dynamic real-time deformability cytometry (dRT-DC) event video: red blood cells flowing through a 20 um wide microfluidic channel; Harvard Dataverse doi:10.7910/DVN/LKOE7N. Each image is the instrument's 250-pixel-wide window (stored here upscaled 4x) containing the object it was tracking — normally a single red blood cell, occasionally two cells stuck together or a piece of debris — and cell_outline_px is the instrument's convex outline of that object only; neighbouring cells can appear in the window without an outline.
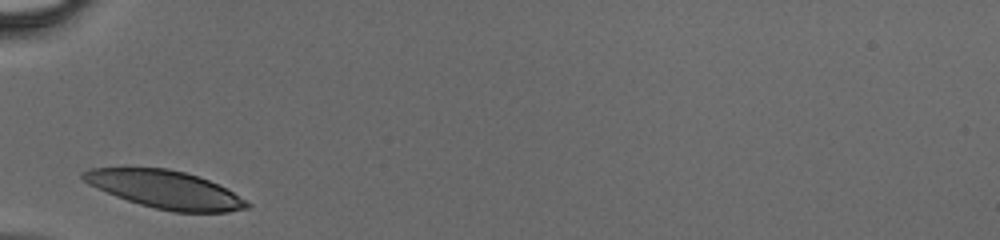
{"species": "human", "species_latin": "Homo sapiens", "temperature_condition": "cold", "stored_images_in_passage": 23, "camera_frame_rate_fps": 3000, "um_per_image_px": 0.085, "donor": {"sex": "male"}, "frame": {"image": 1, "passage_image": 1, "time_ms": 0.0, "image_size_px": [1000, 240], "cell_outline_px": [[252, 208], [228, 212], [172, 212], [140, 204], [116, 196], [88, 184], [80, 176], [80, 172], [92, 168], [168, 168], [184, 172], [208, 180], [232, 192], [252, 204]], "centroid_in_image_um": [14.05, 16.12], "position_along_channel_um": 71.0, "area_um2": 35.78}}
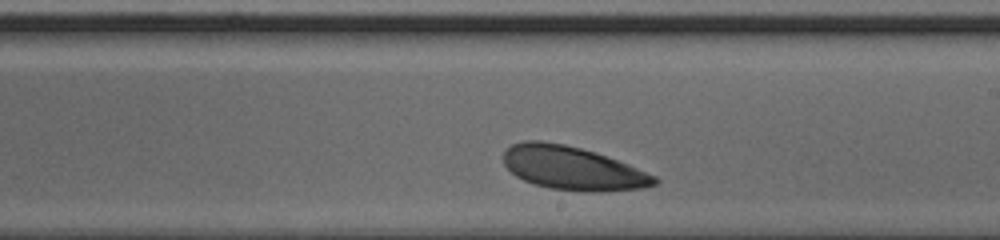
{"frame": {"image": 2, "passage_image": 13, "time_ms": 4.0, "image_size_px": [1000, 240], "cell_outline_px": [[660, 180], [656, 184], [644, 188], [604, 192], [584, 192], [552, 188], [532, 184], [516, 176], [504, 164], [504, 152], [512, 144], [524, 140], [540, 140], [564, 144], [580, 148], [628, 164], [656, 176]], "centroid_in_image_um": [48.67, 14.31], "position_along_channel_um": 240.3, "area_um2": 38.21}}
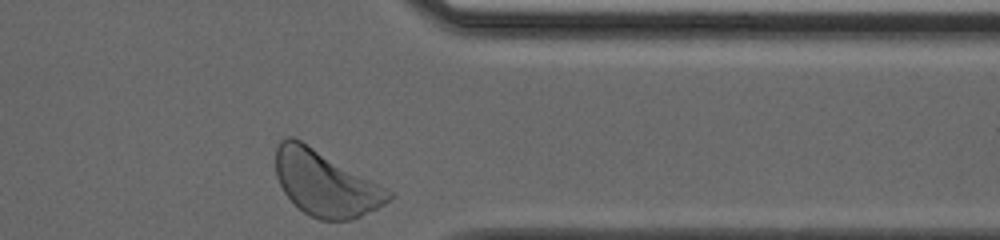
{"frame": {"image": 3, "passage_image": 23, "time_ms": 7.333, "image_size_px": [1000, 240], "cell_outline_px": [[392, 196], [388, 200], [376, 208], [352, 220], [320, 220], [304, 212], [284, 192], [276, 176], [276, 144], [280, 140], [288, 136], [292, 136], [300, 140], [392, 192]], "centroid_in_image_um": [27.6, 15.58], "position_along_channel_um": 383.8, "area_um2": 41.85}}